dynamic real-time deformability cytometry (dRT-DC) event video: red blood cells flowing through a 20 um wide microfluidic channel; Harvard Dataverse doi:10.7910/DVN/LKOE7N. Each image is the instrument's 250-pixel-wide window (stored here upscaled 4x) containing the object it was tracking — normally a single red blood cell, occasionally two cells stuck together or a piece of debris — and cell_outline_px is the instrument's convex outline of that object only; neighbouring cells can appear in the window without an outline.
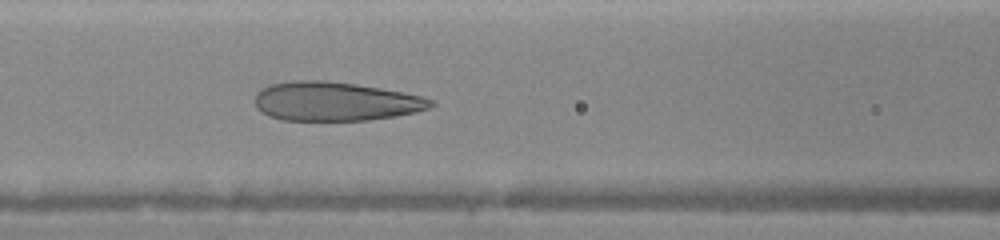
{"species": "human", "species_latin": "Homo sapiens", "temperature_condition": "warm", "stored_images_in_passage": 47, "camera_frame_rate_fps": 3000, "um_per_image_px": 0.085, "donor": {"sex": "female"}, "frame": {"image": 1, "passage_image": 13, "time_ms": 6.333, "image_size_px": [1000, 240], "cell_outline_px": [[436, 104], [428, 108], [416, 112], [396, 116], [368, 120], [284, 120], [268, 116], [260, 112], [256, 108], [256, 92], [272, 84], [292, 80], [324, 80], [356, 84], [380, 88], [420, 96], [436, 100]], "centroid_in_image_um": [28.5, 8.62], "position_along_channel_um": 138.1, "area_um2": 39.94}}
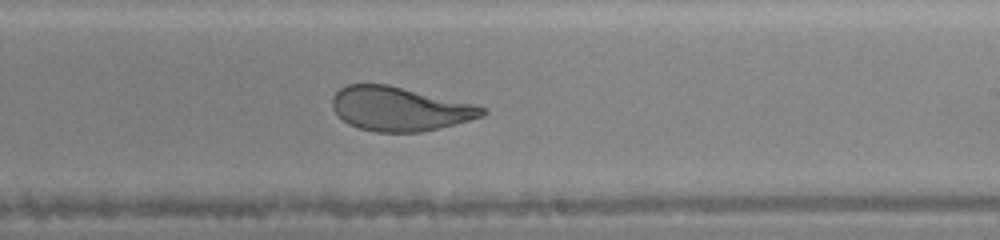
{"frame": {"image": 2, "passage_image": 22, "time_ms": 9.0, "image_size_px": [1000, 240], "cell_outline_px": [[488, 112], [484, 116], [420, 132], [376, 132], [360, 128], [348, 124], [332, 108], [332, 96], [340, 88], [348, 84], [388, 84], [476, 104], [488, 108]], "centroid_in_image_um": [33.99, 9.24], "position_along_channel_um": 255.0, "area_um2": 38.44}}
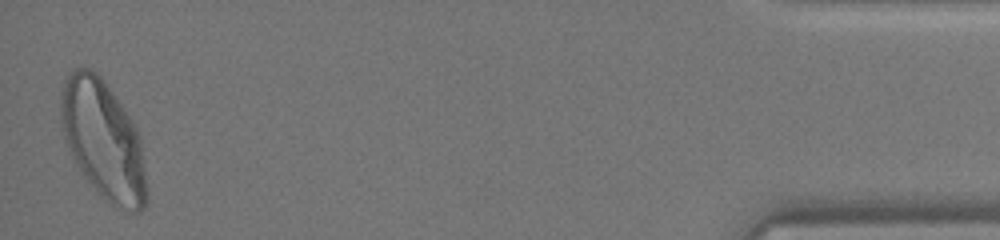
{"frame": {"image": 3, "passage_image": 47, "time_ms": 14.667, "image_size_px": [1000, 240], "cell_outline_px": [[148, 204], [140, 212], [132, 212], [112, 204], [88, 180], [72, 156], [64, 140], [60, 120], [60, 92], [64, 80], [68, 72], [76, 68], [92, 68], [100, 76], [112, 92], [136, 128], [140, 136], [148, 192]], "centroid_in_image_um": [8.77, 11.88], "position_along_channel_um": 426.4, "area_um2": 58.96}}